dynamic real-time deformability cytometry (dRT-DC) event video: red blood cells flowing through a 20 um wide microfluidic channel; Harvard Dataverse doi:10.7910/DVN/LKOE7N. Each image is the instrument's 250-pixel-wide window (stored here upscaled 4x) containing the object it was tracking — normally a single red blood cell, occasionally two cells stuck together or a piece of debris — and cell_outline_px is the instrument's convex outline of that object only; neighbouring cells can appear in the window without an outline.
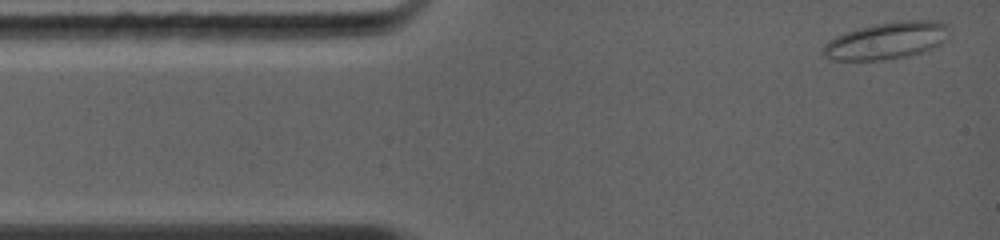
{"species": "common noctule bat (a hibernating species)", "species_latin": "Nyctalus noctula", "temperature_condition": "warm", "stored_images_in_passage": 4, "camera_frame_rate_fps": 5000, "um_per_image_px": 0.085, "animal": {"sex": "female", "body_mass_g": 19.0, "forearm_length_mm": 56.7}, "frame": {"image": 1, "passage_image": 1, "time_ms": 0.0, "image_size_px": [1000, 240], "cell_outline_px": [[948, 40], [932, 48], [908, 56], [880, 60], [828, 60], [820, 52], [824, 44], [828, 40], [844, 32], [876, 24], [900, 20], [936, 20], [948, 24]], "centroid_in_image_um": [75.35, 3.45], "position_along_channel_um": 9.7, "area_um2": 27.46}}
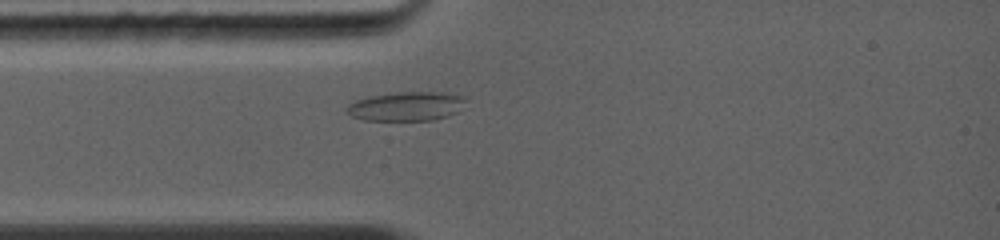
{"frame": {"image": 2, "passage_image": 4, "time_ms": 2.4, "image_size_px": [1000, 240], "cell_outline_px": [[464, 100], [456, 112], [448, 116], [432, 120], [364, 120], [352, 116], [344, 112], [344, 108], [348, 104], [356, 100], [368, 96], [396, 92], [444, 92], [464, 96]], "centroid_in_image_um": [34.46, 9.03], "position_along_channel_um": 50.5, "area_um2": 20.17}}